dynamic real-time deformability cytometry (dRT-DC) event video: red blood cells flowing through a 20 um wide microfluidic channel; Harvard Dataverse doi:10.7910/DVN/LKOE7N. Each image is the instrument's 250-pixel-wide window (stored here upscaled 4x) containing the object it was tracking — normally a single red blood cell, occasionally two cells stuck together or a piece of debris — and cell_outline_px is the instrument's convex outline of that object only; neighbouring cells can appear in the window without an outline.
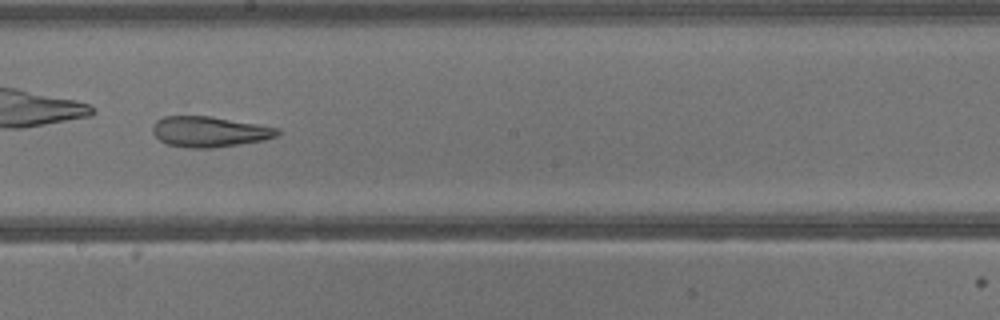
{"species": "common noctule bat (a hibernating species)", "species_latin": "Nyctalus noctula", "temperature_condition": "warm", "stored_images_in_passage": 37, "camera_frame_rate_fps": 3000, "um_per_image_px": 0.085, "animal": {"sex": "male", "body_mass_g": 13.3}, "frame": {"image": 1, "passage_image": 22, "time_ms": 7.0, "image_size_px": [1000, 320], "cell_outline_px": [[280, 136], [264, 140], [212, 148], [184, 148], [168, 144], [160, 140], [152, 132], [152, 124], [156, 120], [164, 116], [208, 116], [280, 128]], "centroid_in_image_um": [17.79, 11.2], "position_along_channel_um": 230.4, "area_um2": 22.25}}